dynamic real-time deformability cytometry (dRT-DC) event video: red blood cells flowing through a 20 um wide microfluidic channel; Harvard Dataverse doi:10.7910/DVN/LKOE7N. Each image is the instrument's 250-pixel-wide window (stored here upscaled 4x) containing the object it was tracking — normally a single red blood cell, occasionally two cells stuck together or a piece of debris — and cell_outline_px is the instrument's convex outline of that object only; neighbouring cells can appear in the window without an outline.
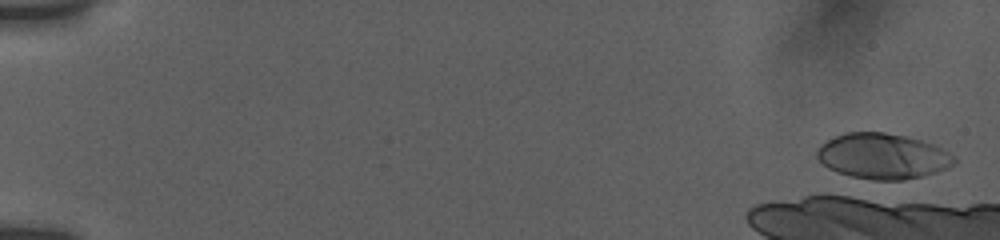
{"species": "human", "species_latin": "Homo sapiens", "temperature_condition": "room temperature", "stored_images_in_passage": 3, "camera_frame_rate_fps": 3000, "um_per_image_px": 0.085, "donor": {"sex": "female"}, "frame": {"image": 1, "passage_image": 1, "time_ms": 0.0, "image_size_px": [1000, 240], "cell_outline_px": [[956, 160], [952, 164], [944, 168], [920, 176], [904, 180], [872, 180], [852, 176], [828, 168], [816, 156], [816, 152], [820, 144], [832, 136], [844, 132], [884, 132], [908, 136], [936, 144], [952, 156]], "centroid_in_image_um": [74.98, 13.24], "position_along_channel_um": 10.0, "area_um2": 36.24}}